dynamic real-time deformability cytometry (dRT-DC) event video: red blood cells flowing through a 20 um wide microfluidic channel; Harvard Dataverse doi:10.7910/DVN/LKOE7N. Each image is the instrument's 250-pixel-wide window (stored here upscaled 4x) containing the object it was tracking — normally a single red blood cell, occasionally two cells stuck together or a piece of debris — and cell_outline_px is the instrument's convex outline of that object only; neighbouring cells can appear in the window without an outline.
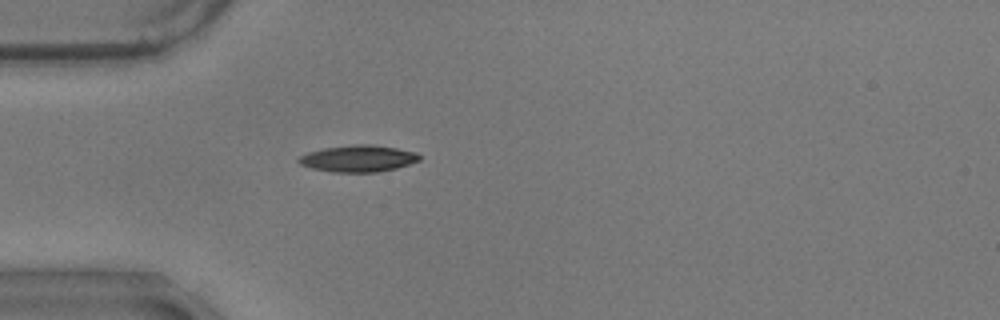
{"species": "common noctule bat (a hibernating species)", "species_latin": "Nyctalus noctula", "temperature_condition": "warm", "stored_images_in_passage": 43, "camera_frame_rate_fps": 3000, "um_per_image_px": 0.085, "animal": {"sex": "male", "body_mass_g": 17.9}, "frame": {"image": 1, "passage_image": 1, "time_ms": 0.0, "image_size_px": [1000, 320], "cell_outline_px": [[420, 160], [396, 168], [376, 172], [332, 172], [312, 168], [300, 164], [296, 160], [300, 156], [308, 152], [324, 148], [352, 144], [372, 144], [396, 148], [416, 152], [420, 156]], "centroid_in_image_um": [30.43, 13.47], "position_along_channel_um": 54.6, "area_um2": 18.73}}
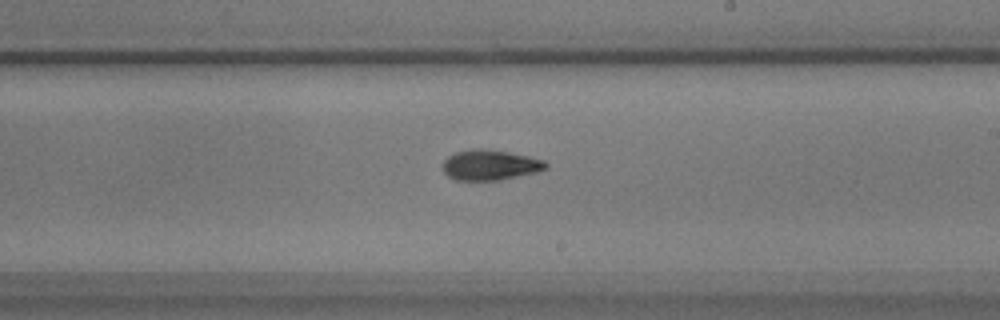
{"frame": {"image": 2, "passage_image": 18, "time_ms": 5.667, "image_size_px": [1000, 320], "cell_outline_px": [[548, 168], [536, 172], [500, 180], [456, 180], [448, 176], [444, 172], [444, 160], [448, 156], [456, 152], [472, 148], [484, 148], [508, 152], [528, 156], [544, 160], [548, 164]], "centroid_in_image_um": [41.66, 14.02], "position_along_channel_um": 247.3, "area_um2": 18.21}}
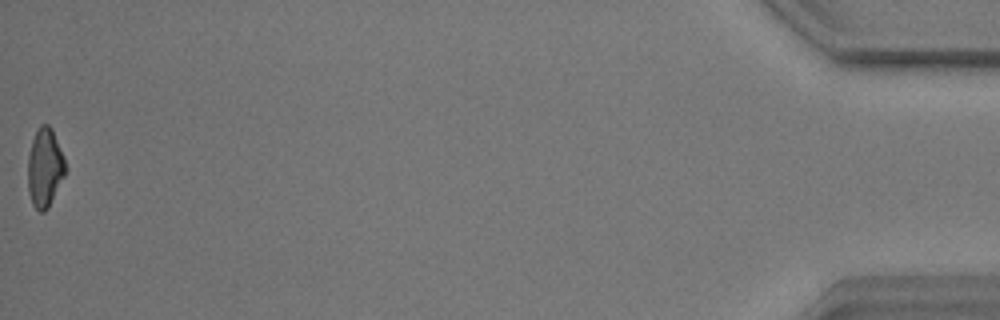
{"frame": {"image": 3, "passage_image": 42, "time_ms": 13.667, "image_size_px": [1000, 320], "cell_outline_px": [[68, 168], [48, 208], [44, 212], [40, 212], [32, 204], [28, 192], [28, 156], [32, 140], [40, 124], [48, 124], [52, 128], [64, 156]], "centroid_in_image_um": [3.82, 14.25], "position_along_channel_um": 431.4, "area_um2": 17.4}}